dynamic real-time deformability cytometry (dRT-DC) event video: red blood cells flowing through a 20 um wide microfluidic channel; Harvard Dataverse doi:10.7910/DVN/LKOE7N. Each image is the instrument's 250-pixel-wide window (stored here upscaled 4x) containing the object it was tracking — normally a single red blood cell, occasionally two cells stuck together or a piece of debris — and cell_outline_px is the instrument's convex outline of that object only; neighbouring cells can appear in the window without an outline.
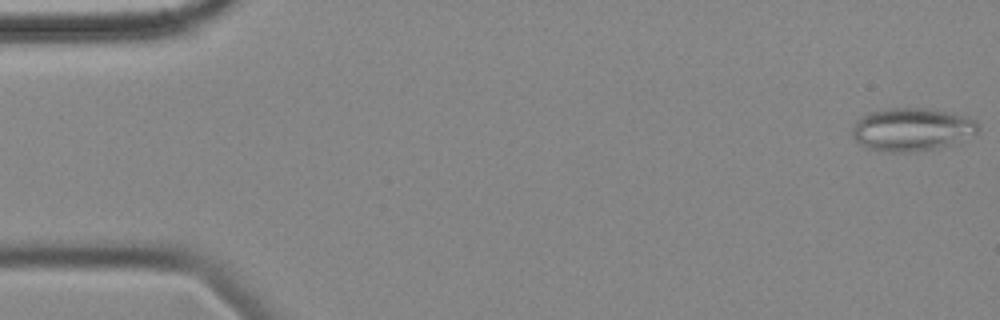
{"species": "common noctule bat (a hibernating species)", "species_latin": "Nyctalus noctula", "temperature_condition": "cold", "stored_images_in_passage": 57, "camera_frame_rate_fps": 3000, "um_per_image_px": 0.085, "animal": {"sex": "female", "body_mass_g": 18.4}, "frame": {"image": 1, "passage_image": 1, "time_ms": 0.0, "image_size_px": [1000, 320], "cell_outline_px": [[980, 128], [976, 132], [952, 144], [936, 148], [908, 152], [880, 152], [868, 148], [860, 144], [852, 136], [852, 128], [856, 120], [860, 116], [868, 112], [888, 108], [928, 108], [952, 112], [972, 116], [976, 120]], "centroid_in_image_um": [77.5, 10.98], "position_along_channel_um": 7.5, "area_um2": 31.96}}
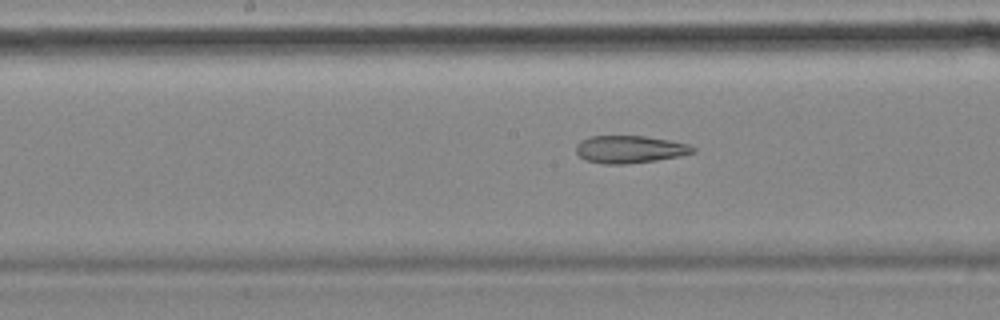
{"frame": {"image": 2, "passage_image": 28, "time_ms": 9.0, "image_size_px": [1000, 320], "cell_outline_px": [[696, 152], [680, 156], [656, 160], [624, 164], [604, 164], [584, 160], [576, 152], [576, 144], [580, 140], [588, 136], [644, 136], [668, 140], [688, 144], [696, 148]], "centroid_in_image_um": [53.51, 12.69], "position_along_channel_um": 194.7, "area_um2": 18.79}}
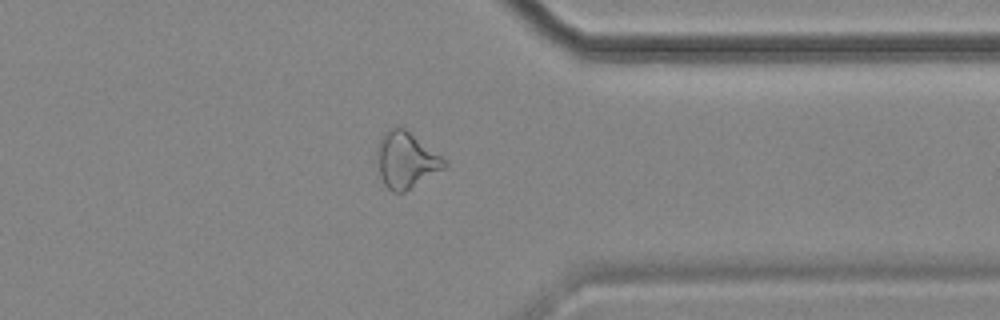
{"frame": {"image": 3, "passage_image": 44, "time_ms": 14.333, "image_size_px": [1000, 320], "cell_outline_px": [[448, 168], [404, 192], [392, 192], [384, 184], [380, 176], [376, 160], [376, 148], [380, 136], [388, 128], [400, 124], [448, 160]], "centroid_in_image_um": [34.53, 13.57], "position_along_channel_um": 376.9, "area_um2": 22.89}}